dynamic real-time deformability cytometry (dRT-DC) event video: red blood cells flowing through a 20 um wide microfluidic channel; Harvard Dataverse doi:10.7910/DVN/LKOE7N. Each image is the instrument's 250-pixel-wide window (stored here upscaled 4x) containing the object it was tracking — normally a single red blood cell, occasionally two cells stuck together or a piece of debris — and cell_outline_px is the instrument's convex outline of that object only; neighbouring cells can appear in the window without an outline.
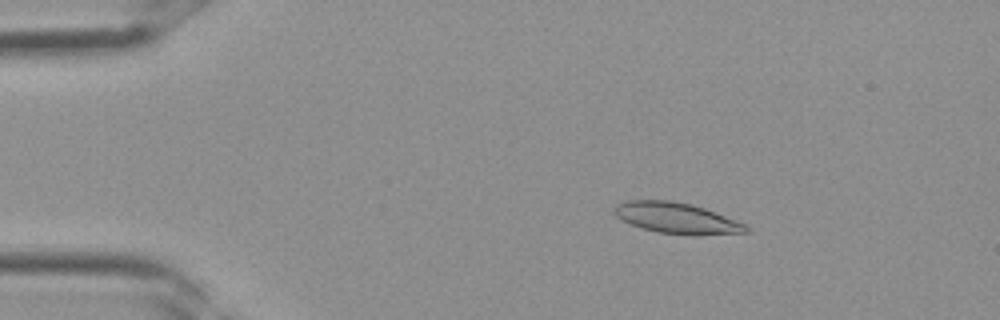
{"species": "Egyptian fruit bat (a non-hibernating species)", "species_latin": "Rousettus aegyptiacus", "temperature_condition": "room temperature", "stored_images_in_passage": 2, "camera_frame_rate_fps": 3000, "um_per_image_px": 0.085, "frame": {"image": 1, "passage_image": 1, "time_ms": 0.0, "image_size_px": [1000, 320], "cell_outline_px": [[752, 228], [748, 232], [656, 232], [640, 228], [620, 220], [612, 212], [616, 204], [628, 200], [672, 200], [692, 204], [704, 208], [744, 224]], "centroid_in_image_um": [57.35, 18.47], "position_along_channel_um": 27.6, "area_um2": 22.66}}